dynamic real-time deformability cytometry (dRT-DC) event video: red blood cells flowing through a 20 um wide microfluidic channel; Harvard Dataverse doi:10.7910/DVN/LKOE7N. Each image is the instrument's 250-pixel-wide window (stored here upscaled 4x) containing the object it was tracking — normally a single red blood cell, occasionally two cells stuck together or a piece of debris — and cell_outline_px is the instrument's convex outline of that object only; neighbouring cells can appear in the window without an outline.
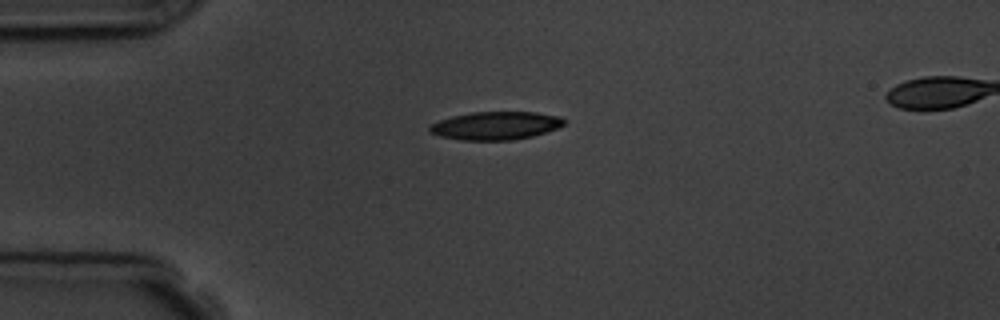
{"species": "common noctule bat (a hibernating species)", "species_latin": "Nyctalus noctula", "temperature_condition": "room temperature", "stored_images_in_passage": 3, "segment_of_instrument_passage": [1, 2], "camera_frame_rate_fps": 3000, "um_per_image_px": 0.085, "animal": {"sex": "male", "body_mass_g": 19.5, "forearm_length_mm": 54.6}, "frame": {"image": 1, "passage_image": 1, "time_ms": 0.0, "image_size_px": [1000, 320], "cell_outline_px": [[564, 124], [556, 128], [532, 136], [512, 140], [460, 140], [440, 136], [432, 132], [428, 128], [432, 124], [440, 120], [452, 116], [472, 112], [536, 112], [560, 116], [564, 120]], "centroid_in_image_um": [42.13, 10.67], "position_along_channel_um": 42.9, "area_um2": 21.79}}